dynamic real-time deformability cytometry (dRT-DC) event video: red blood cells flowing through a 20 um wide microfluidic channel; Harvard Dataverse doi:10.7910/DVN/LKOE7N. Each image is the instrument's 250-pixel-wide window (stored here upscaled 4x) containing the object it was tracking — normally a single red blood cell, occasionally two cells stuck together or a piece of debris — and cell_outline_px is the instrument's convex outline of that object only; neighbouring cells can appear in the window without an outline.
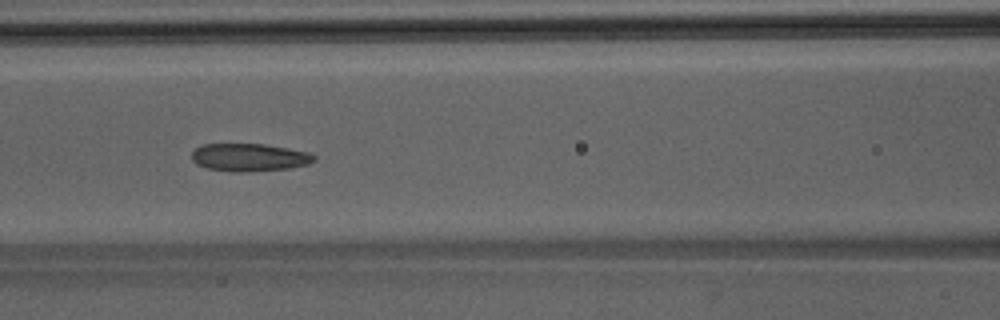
{"species": "Egyptian fruit bat (a non-hibernating species)", "species_latin": "Rousettus aegyptiacus", "temperature_condition": "room temperature", "stored_images_in_passage": 34, "segment_of_instrument_passage": [1, 2], "camera_frame_rate_fps": 3000, "um_per_image_px": 0.085, "animal": {"sex": "male"}, "frame": {"image": 1, "passage_image": 6, "time_ms": 1.667, "image_size_px": [1000, 320], "cell_outline_px": [[316, 160], [308, 164], [288, 168], [244, 172], [236, 172], [208, 168], [196, 164], [192, 160], [192, 152], [200, 144], [264, 144], [288, 148], [308, 152], [316, 156]], "centroid_in_image_um": [21.19, 13.37], "position_along_channel_um": 145.4, "area_um2": 19.77}}
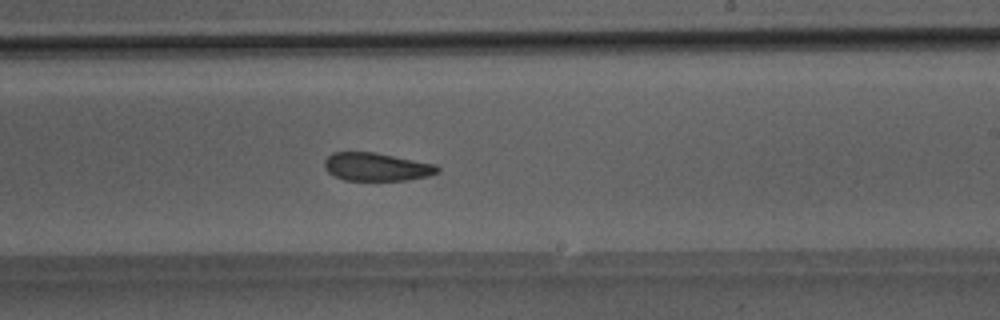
{"frame": {"image": 2, "passage_image": 14, "time_ms": 4.333, "image_size_px": [1000, 320], "cell_outline_px": [[440, 172], [428, 176], [408, 180], [344, 180], [328, 172], [324, 168], [324, 160], [332, 152], [376, 152], [436, 164], [440, 168]], "centroid_in_image_um": [32.02, 14.18], "position_along_channel_um": 257.0, "area_um2": 18.67}}
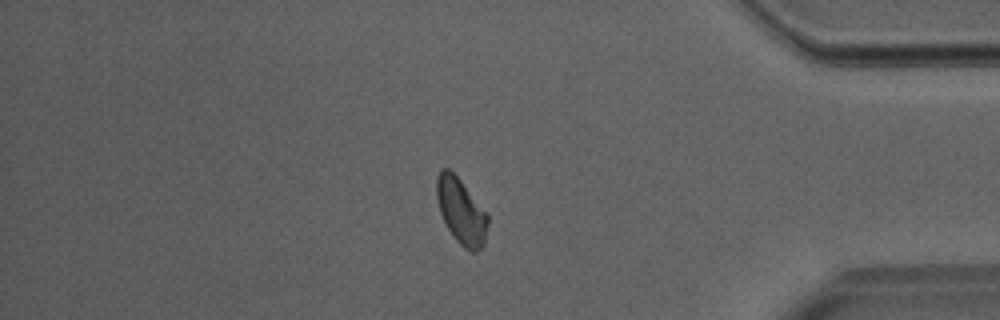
{"frame": {"image": 3, "passage_image": 26, "time_ms": 8.333, "image_size_px": [1000, 320], "cell_outline_px": [[488, 224], [484, 244], [476, 252], [468, 252], [452, 236], [440, 212], [436, 196], [436, 176], [440, 168], [448, 168], [460, 180], [488, 216]], "centroid_in_image_um": [39.17, 17.97], "position_along_channel_um": 396.0, "area_um2": 19.36}}